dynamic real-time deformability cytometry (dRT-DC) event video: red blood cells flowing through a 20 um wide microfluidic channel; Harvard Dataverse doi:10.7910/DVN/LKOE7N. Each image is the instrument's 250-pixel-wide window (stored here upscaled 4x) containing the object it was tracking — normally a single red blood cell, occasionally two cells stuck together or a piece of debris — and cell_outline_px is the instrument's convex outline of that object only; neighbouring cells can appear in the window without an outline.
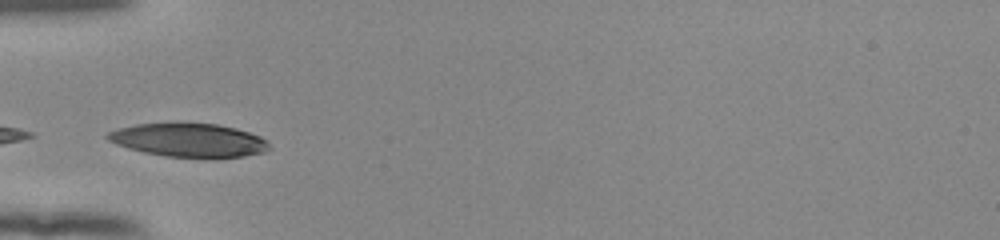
{"species": "human", "species_latin": "Homo sapiens", "temperature_condition": "room temperature", "stored_images_in_passage": 3, "camera_frame_rate_fps": 3000, "um_per_image_px": 0.085, "donor": {"sex": "female"}, "frame": {"image": 1, "passage_image": 1, "time_ms": 0.0, "image_size_px": [1000, 240], "cell_outline_px": [[272, 148], [264, 152], [244, 156], [164, 156], [144, 152], [128, 148], [116, 144], [108, 140], [104, 136], [108, 132], [120, 128], [136, 124], [176, 120], [216, 124], [236, 128], [260, 136]], "centroid_in_image_um": [15.99, 11.85], "position_along_channel_um": 69.0, "area_um2": 31.91}}